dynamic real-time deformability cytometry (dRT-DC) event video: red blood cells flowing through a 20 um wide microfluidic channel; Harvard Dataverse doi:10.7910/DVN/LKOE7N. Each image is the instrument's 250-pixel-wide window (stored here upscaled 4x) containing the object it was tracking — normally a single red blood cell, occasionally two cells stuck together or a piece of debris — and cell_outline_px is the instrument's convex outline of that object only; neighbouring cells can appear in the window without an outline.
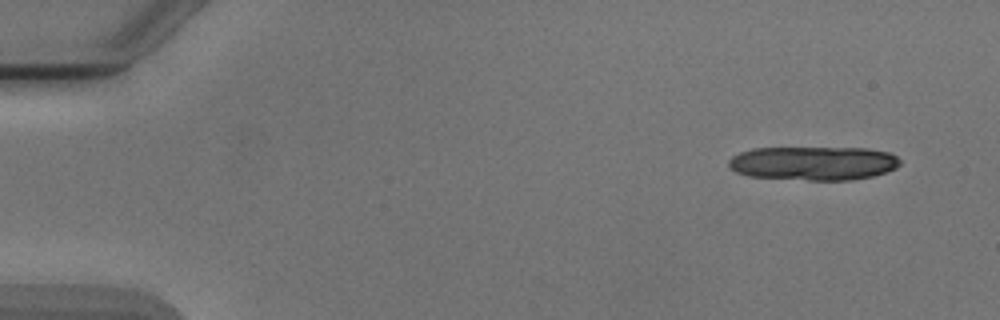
{"species": "Egyptian fruit bat (a non-hibernating species)", "species_latin": "Rousettus aegyptiacus", "temperature_condition": "cold", "stored_images_in_passage": 6, "camera_frame_rate_fps": 3000, "um_per_image_px": 0.085, "animal": {"sex": "male"}, "frame": {"image": 1, "passage_image": 1, "time_ms": 0.0, "image_size_px": [1000, 320], "cell_outline_px": [[900, 164], [896, 168], [872, 176], [852, 180], [808, 180], [748, 176], [736, 172], [728, 168], [728, 160], [732, 156], [740, 152], [752, 148], [864, 148], [888, 152], [896, 156], [900, 160]], "centroid_in_image_um": [69.1, 13.87], "position_along_channel_um": 15.9, "area_um2": 33.93}}
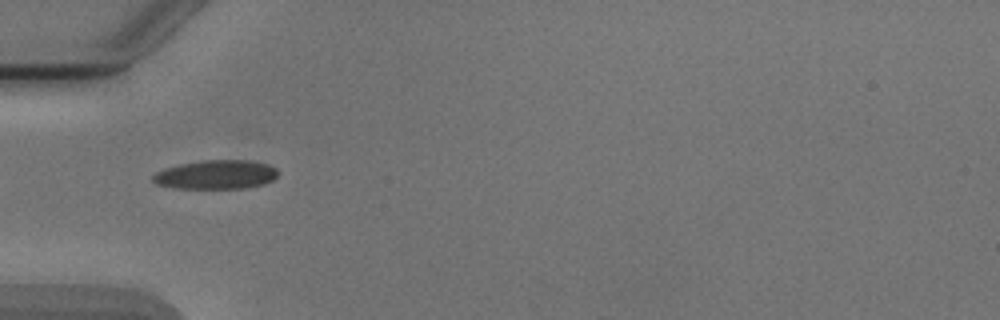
{"frame": {"image": 2, "passage_image": 5, "time_ms": 4.667, "image_size_px": [1000, 320], "cell_outline_px": [[280, 172], [272, 180], [264, 184], [244, 188], [176, 188], [156, 184], [152, 180], [152, 176], [156, 172], [164, 168], [180, 164], [200, 160], [248, 160], [268, 164], [276, 168]], "centroid_in_image_um": [18.36, 14.83], "position_along_channel_um": 66.6, "area_um2": 21.21}}
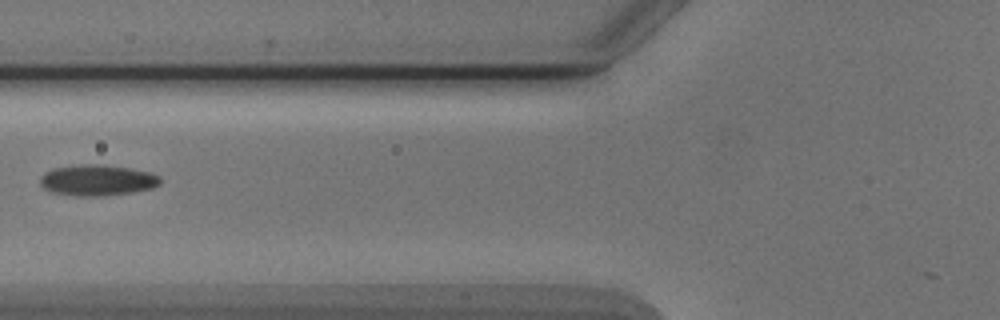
{"frame": {"image": 3, "passage_image": 6, "time_ms": 6.0, "image_size_px": [1000, 320], "cell_outline_px": [[160, 184], [152, 188], [132, 192], [100, 196], [76, 196], [52, 192], [44, 188], [40, 184], [40, 176], [44, 172], [52, 168], [84, 164], [104, 164], [152, 172], [160, 176]], "centroid_in_image_um": [8.26, 15.31], "position_along_channel_um": 117.5, "area_um2": 21.79}}